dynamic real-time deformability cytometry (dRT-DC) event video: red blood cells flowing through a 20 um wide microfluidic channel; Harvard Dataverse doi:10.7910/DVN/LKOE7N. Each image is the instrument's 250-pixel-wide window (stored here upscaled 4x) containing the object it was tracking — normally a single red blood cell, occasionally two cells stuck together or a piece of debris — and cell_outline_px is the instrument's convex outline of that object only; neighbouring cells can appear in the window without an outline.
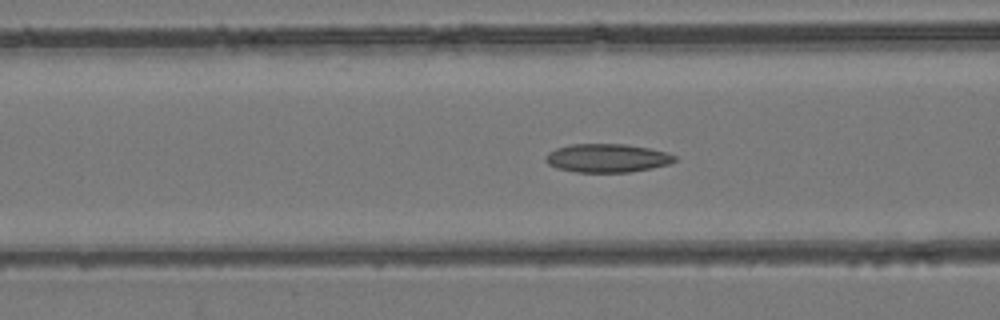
{"species": "common noctule bat (a hibernating species)", "species_latin": "Nyctalus noctula", "temperature_condition": "room temperature", "stored_images_in_passage": 36, "camera_frame_rate_fps": 3000, "um_per_image_px": 0.085, "animal": {"sex": "female", "body_mass_g": 24.6, "forearm_length_mm": 56.2}, "frame": {"image": 1, "passage_image": 14, "time_ms": 4.333, "image_size_px": [1000, 320], "cell_outline_px": [[676, 160], [668, 164], [652, 168], [628, 172], [576, 172], [556, 168], [548, 164], [544, 160], [544, 156], [548, 152], [556, 148], [572, 144], [628, 144], [648, 148], [664, 152], [676, 156]], "centroid_in_image_um": [51.55, 13.43], "position_along_channel_um": 115.0, "area_um2": 21.44}}
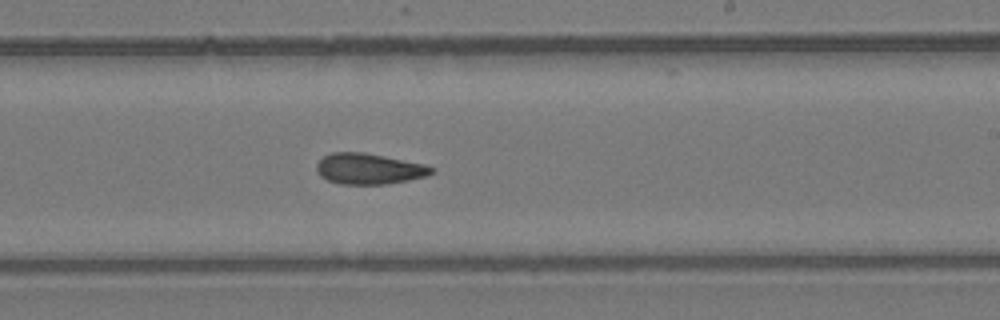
{"frame": {"image": 2, "passage_image": 24, "time_ms": 7.667, "image_size_px": [1000, 320], "cell_outline_px": [[436, 172], [428, 176], [388, 184], [340, 184], [328, 180], [320, 176], [316, 172], [316, 164], [324, 156], [332, 152], [364, 152], [424, 164], [436, 168]], "centroid_in_image_um": [31.38, 14.35], "position_along_channel_um": 257.6, "area_um2": 20.81}}
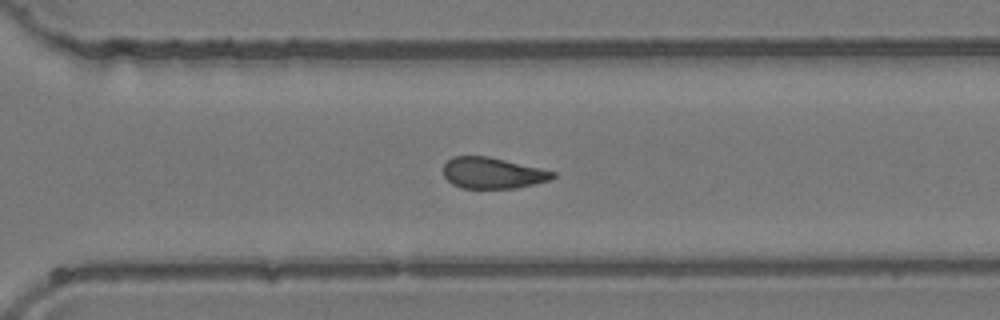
{"frame": {"image": 3, "passage_image": 29, "time_ms": 9.333, "image_size_px": [1000, 320], "cell_outline_px": [[556, 176], [552, 180], [516, 188], [460, 188], [452, 184], [444, 176], [444, 164], [452, 156], [488, 156], [540, 168], [556, 172]], "centroid_in_image_um": [41.88, 14.71], "position_along_channel_um": 328.7, "area_um2": 19.88}}